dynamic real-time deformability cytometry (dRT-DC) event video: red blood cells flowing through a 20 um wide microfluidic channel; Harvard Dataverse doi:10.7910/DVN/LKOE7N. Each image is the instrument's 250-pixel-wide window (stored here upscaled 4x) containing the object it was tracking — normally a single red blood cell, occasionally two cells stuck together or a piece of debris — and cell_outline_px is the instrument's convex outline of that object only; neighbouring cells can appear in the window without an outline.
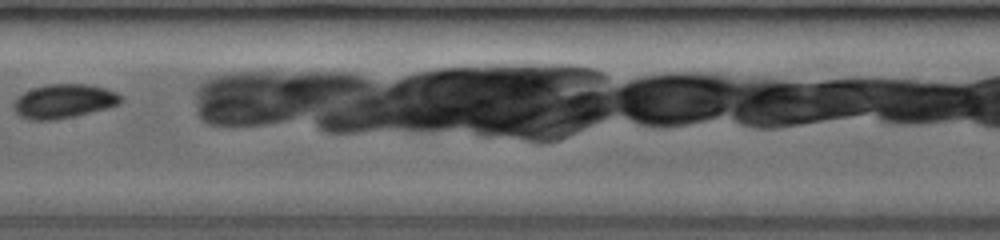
{"species": "common noctule bat (a hibernating species)", "species_latin": "Nyctalus noctula", "temperature_condition": "room temperature", "stored_images_in_passage": 6, "camera_frame_rate_fps": 3000, "um_per_image_px": 0.085, "animal": {"sex": "female", "body_mass_g": 19.0, "forearm_length_mm": 53.3}, "frame": {"image": 1, "passage_image": 6, "time_ms": 3.667, "image_size_px": [1000, 240], "cell_outline_px": [[124, 100], [120, 104], [108, 108], [56, 120], [28, 120], [20, 116], [16, 112], [12, 104], [24, 92], [32, 88], [48, 84], [88, 84], [104, 88], [116, 92]], "centroid_in_image_um": [5.44, 8.6], "position_along_channel_um": 202.0, "area_um2": 21.27}}